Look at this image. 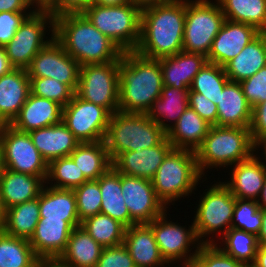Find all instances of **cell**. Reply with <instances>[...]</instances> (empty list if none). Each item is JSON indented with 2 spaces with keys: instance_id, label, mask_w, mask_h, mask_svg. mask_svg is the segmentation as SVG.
<instances>
[{
  "instance_id": "21",
  "label": "cell",
  "mask_w": 266,
  "mask_h": 267,
  "mask_svg": "<svg viewBox=\"0 0 266 267\" xmlns=\"http://www.w3.org/2000/svg\"><path fill=\"white\" fill-rule=\"evenodd\" d=\"M30 93L27 70L14 68L0 77V125L11 124Z\"/></svg>"
},
{
  "instance_id": "30",
  "label": "cell",
  "mask_w": 266,
  "mask_h": 267,
  "mask_svg": "<svg viewBox=\"0 0 266 267\" xmlns=\"http://www.w3.org/2000/svg\"><path fill=\"white\" fill-rule=\"evenodd\" d=\"M266 66V32H260L223 68L228 79L240 82Z\"/></svg>"
},
{
  "instance_id": "49",
  "label": "cell",
  "mask_w": 266,
  "mask_h": 267,
  "mask_svg": "<svg viewBox=\"0 0 266 267\" xmlns=\"http://www.w3.org/2000/svg\"><path fill=\"white\" fill-rule=\"evenodd\" d=\"M189 107L196 111L210 125H217V105L204 95L188 92Z\"/></svg>"
},
{
  "instance_id": "15",
  "label": "cell",
  "mask_w": 266,
  "mask_h": 267,
  "mask_svg": "<svg viewBox=\"0 0 266 267\" xmlns=\"http://www.w3.org/2000/svg\"><path fill=\"white\" fill-rule=\"evenodd\" d=\"M26 70L29 77L54 78L77 90L80 65L55 38L33 57Z\"/></svg>"
},
{
  "instance_id": "13",
  "label": "cell",
  "mask_w": 266,
  "mask_h": 267,
  "mask_svg": "<svg viewBox=\"0 0 266 267\" xmlns=\"http://www.w3.org/2000/svg\"><path fill=\"white\" fill-rule=\"evenodd\" d=\"M166 213L167 211L156 217L148 225L153 230L159 252L165 262L168 265H174L176 262L179 263L183 260L182 263L185 265L195 259L201 245L200 240L197 238L193 223L189 226L190 228L185 229L180 224L168 221ZM191 244L192 246L194 244L193 248L197 244L193 253H189L192 250ZM177 260L180 261L178 262Z\"/></svg>"
},
{
  "instance_id": "1",
  "label": "cell",
  "mask_w": 266,
  "mask_h": 267,
  "mask_svg": "<svg viewBox=\"0 0 266 267\" xmlns=\"http://www.w3.org/2000/svg\"><path fill=\"white\" fill-rule=\"evenodd\" d=\"M186 0H171L142 7L140 41L142 56L161 59L183 50Z\"/></svg>"
},
{
  "instance_id": "27",
  "label": "cell",
  "mask_w": 266,
  "mask_h": 267,
  "mask_svg": "<svg viewBox=\"0 0 266 267\" xmlns=\"http://www.w3.org/2000/svg\"><path fill=\"white\" fill-rule=\"evenodd\" d=\"M29 135L48 164L55 159L68 157L80 143L63 122L30 131Z\"/></svg>"
},
{
  "instance_id": "48",
  "label": "cell",
  "mask_w": 266,
  "mask_h": 267,
  "mask_svg": "<svg viewBox=\"0 0 266 267\" xmlns=\"http://www.w3.org/2000/svg\"><path fill=\"white\" fill-rule=\"evenodd\" d=\"M35 8L29 12H7L0 13V46H5L15 35L25 18L30 15Z\"/></svg>"
},
{
  "instance_id": "37",
  "label": "cell",
  "mask_w": 266,
  "mask_h": 267,
  "mask_svg": "<svg viewBox=\"0 0 266 267\" xmlns=\"http://www.w3.org/2000/svg\"><path fill=\"white\" fill-rule=\"evenodd\" d=\"M39 259L28 239L0 230V267H36Z\"/></svg>"
},
{
  "instance_id": "54",
  "label": "cell",
  "mask_w": 266,
  "mask_h": 267,
  "mask_svg": "<svg viewBox=\"0 0 266 267\" xmlns=\"http://www.w3.org/2000/svg\"><path fill=\"white\" fill-rule=\"evenodd\" d=\"M250 267H266V246H259L255 261Z\"/></svg>"
},
{
  "instance_id": "31",
  "label": "cell",
  "mask_w": 266,
  "mask_h": 267,
  "mask_svg": "<svg viewBox=\"0 0 266 267\" xmlns=\"http://www.w3.org/2000/svg\"><path fill=\"white\" fill-rule=\"evenodd\" d=\"M188 92L189 89L163 86L160 97L153 101L147 116L167 132L189 106ZM165 121L174 123L168 124Z\"/></svg>"
},
{
  "instance_id": "59",
  "label": "cell",
  "mask_w": 266,
  "mask_h": 267,
  "mask_svg": "<svg viewBox=\"0 0 266 267\" xmlns=\"http://www.w3.org/2000/svg\"><path fill=\"white\" fill-rule=\"evenodd\" d=\"M131 1L135 3L136 5H139L142 8L148 5L164 3V2L171 1V0H131Z\"/></svg>"
},
{
  "instance_id": "18",
  "label": "cell",
  "mask_w": 266,
  "mask_h": 267,
  "mask_svg": "<svg viewBox=\"0 0 266 267\" xmlns=\"http://www.w3.org/2000/svg\"><path fill=\"white\" fill-rule=\"evenodd\" d=\"M172 149L173 146L166 137L154 147L120 153L112 161V167L120 174L152 180Z\"/></svg>"
},
{
  "instance_id": "41",
  "label": "cell",
  "mask_w": 266,
  "mask_h": 267,
  "mask_svg": "<svg viewBox=\"0 0 266 267\" xmlns=\"http://www.w3.org/2000/svg\"><path fill=\"white\" fill-rule=\"evenodd\" d=\"M48 181H51L52 184ZM87 181L82 171L79 170L78 166L69 156L55 159L48 164V174L45 183L50 184V187L74 189Z\"/></svg>"
},
{
  "instance_id": "8",
  "label": "cell",
  "mask_w": 266,
  "mask_h": 267,
  "mask_svg": "<svg viewBox=\"0 0 266 267\" xmlns=\"http://www.w3.org/2000/svg\"><path fill=\"white\" fill-rule=\"evenodd\" d=\"M186 0L183 50L208 56L225 16L217 0Z\"/></svg>"
},
{
  "instance_id": "51",
  "label": "cell",
  "mask_w": 266,
  "mask_h": 267,
  "mask_svg": "<svg viewBox=\"0 0 266 267\" xmlns=\"http://www.w3.org/2000/svg\"><path fill=\"white\" fill-rule=\"evenodd\" d=\"M92 0H52L44 9L54 18L67 13H82Z\"/></svg>"
},
{
  "instance_id": "60",
  "label": "cell",
  "mask_w": 266,
  "mask_h": 267,
  "mask_svg": "<svg viewBox=\"0 0 266 267\" xmlns=\"http://www.w3.org/2000/svg\"><path fill=\"white\" fill-rule=\"evenodd\" d=\"M52 0H30L35 9H44ZM36 5V6H35Z\"/></svg>"
},
{
  "instance_id": "57",
  "label": "cell",
  "mask_w": 266,
  "mask_h": 267,
  "mask_svg": "<svg viewBox=\"0 0 266 267\" xmlns=\"http://www.w3.org/2000/svg\"><path fill=\"white\" fill-rule=\"evenodd\" d=\"M131 0H92L91 3H95L97 5H103V6H118L130 3Z\"/></svg>"
},
{
  "instance_id": "2",
  "label": "cell",
  "mask_w": 266,
  "mask_h": 267,
  "mask_svg": "<svg viewBox=\"0 0 266 267\" xmlns=\"http://www.w3.org/2000/svg\"><path fill=\"white\" fill-rule=\"evenodd\" d=\"M119 70V111L146 114L163 88L159 59L123 52Z\"/></svg>"
},
{
  "instance_id": "20",
  "label": "cell",
  "mask_w": 266,
  "mask_h": 267,
  "mask_svg": "<svg viewBox=\"0 0 266 267\" xmlns=\"http://www.w3.org/2000/svg\"><path fill=\"white\" fill-rule=\"evenodd\" d=\"M63 107L47 98L29 93L20 113L10 124L22 132L57 125L62 122Z\"/></svg>"
},
{
  "instance_id": "40",
  "label": "cell",
  "mask_w": 266,
  "mask_h": 267,
  "mask_svg": "<svg viewBox=\"0 0 266 267\" xmlns=\"http://www.w3.org/2000/svg\"><path fill=\"white\" fill-rule=\"evenodd\" d=\"M229 81L222 66L207 62L195 75L189 92L202 94L217 105L220 92Z\"/></svg>"
},
{
  "instance_id": "55",
  "label": "cell",
  "mask_w": 266,
  "mask_h": 267,
  "mask_svg": "<svg viewBox=\"0 0 266 267\" xmlns=\"http://www.w3.org/2000/svg\"><path fill=\"white\" fill-rule=\"evenodd\" d=\"M257 238L259 246H266V209H262V224Z\"/></svg>"
},
{
  "instance_id": "44",
  "label": "cell",
  "mask_w": 266,
  "mask_h": 267,
  "mask_svg": "<svg viewBox=\"0 0 266 267\" xmlns=\"http://www.w3.org/2000/svg\"><path fill=\"white\" fill-rule=\"evenodd\" d=\"M76 195V205L79 221L94 216L101 211V192L97 180H88L73 189Z\"/></svg>"
},
{
  "instance_id": "42",
  "label": "cell",
  "mask_w": 266,
  "mask_h": 267,
  "mask_svg": "<svg viewBox=\"0 0 266 267\" xmlns=\"http://www.w3.org/2000/svg\"><path fill=\"white\" fill-rule=\"evenodd\" d=\"M262 224V209L256 200L235 198L231 228L258 235Z\"/></svg>"
},
{
  "instance_id": "12",
  "label": "cell",
  "mask_w": 266,
  "mask_h": 267,
  "mask_svg": "<svg viewBox=\"0 0 266 267\" xmlns=\"http://www.w3.org/2000/svg\"><path fill=\"white\" fill-rule=\"evenodd\" d=\"M0 147L3 168L33 176H47L48 163L28 132L19 131L10 124L0 125Z\"/></svg>"
},
{
  "instance_id": "50",
  "label": "cell",
  "mask_w": 266,
  "mask_h": 267,
  "mask_svg": "<svg viewBox=\"0 0 266 267\" xmlns=\"http://www.w3.org/2000/svg\"><path fill=\"white\" fill-rule=\"evenodd\" d=\"M249 130L255 146L263 139H266V101L252 108Z\"/></svg>"
},
{
  "instance_id": "29",
  "label": "cell",
  "mask_w": 266,
  "mask_h": 267,
  "mask_svg": "<svg viewBox=\"0 0 266 267\" xmlns=\"http://www.w3.org/2000/svg\"><path fill=\"white\" fill-rule=\"evenodd\" d=\"M211 126L188 106L178 121L166 132L167 139L175 149L195 152L202 145Z\"/></svg>"
},
{
  "instance_id": "25",
  "label": "cell",
  "mask_w": 266,
  "mask_h": 267,
  "mask_svg": "<svg viewBox=\"0 0 266 267\" xmlns=\"http://www.w3.org/2000/svg\"><path fill=\"white\" fill-rule=\"evenodd\" d=\"M123 244L128 249L136 267H166L154 233L148 224H134L127 227Z\"/></svg>"
},
{
  "instance_id": "4",
  "label": "cell",
  "mask_w": 266,
  "mask_h": 267,
  "mask_svg": "<svg viewBox=\"0 0 266 267\" xmlns=\"http://www.w3.org/2000/svg\"><path fill=\"white\" fill-rule=\"evenodd\" d=\"M255 151L249 128L213 125L195 151L197 167L205 176V169L233 166L249 159Z\"/></svg>"
},
{
  "instance_id": "10",
  "label": "cell",
  "mask_w": 266,
  "mask_h": 267,
  "mask_svg": "<svg viewBox=\"0 0 266 267\" xmlns=\"http://www.w3.org/2000/svg\"><path fill=\"white\" fill-rule=\"evenodd\" d=\"M216 182L206 189L200 198L193 220L195 232L200 243H216L213 239L206 238L210 234L223 231V235L231 228L235 197L224 182ZM220 230V231H219ZM206 239L203 240L202 238ZM202 239V240H201Z\"/></svg>"
},
{
  "instance_id": "35",
  "label": "cell",
  "mask_w": 266,
  "mask_h": 267,
  "mask_svg": "<svg viewBox=\"0 0 266 267\" xmlns=\"http://www.w3.org/2000/svg\"><path fill=\"white\" fill-rule=\"evenodd\" d=\"M40 219L39 196L5 210L2 230L13 237L30 239Z\"/></svg>"
},
{
  "instance_id": "53",
  "label": "cell",
  "mask_w": 266,
  "mask_h": 267,
  "mask_svg": "<svg viewBox=\"0 0 266 267\" xmlns=\"http://www.w3.org/2000/svg\"><path fill=\"white\" fill-rule=\"evenodd\" d=\"M14 67L9 61L4 46H0V77L9 73Z\"/></svg>"
},
{
  "instance_id": "32",
  "label": "cell",
  "mask_w": 266,
  "mask_h": 267,
  "mask_svg": "<svg viewBox=\"0 0 266 267\" xmlns=\"http://www.w3.org/2000/svg\"><path fill=\"white\" fill-rule=\"evenodd\" d=\"M103 249L79 226L73 229L67 247L58 259L70 267H96Z\"/></svg>"
},
{
  "instance_id": "45",
  "label": "cell",
  "mask_w": 266,
  "mask_h": 267,
  "mask_svg": "<svg viewBox=\"0 0 266 267\" xmlns=\"http://www.w3.org/2000/svg\"><path fill=\"white\" fill-rule=\"evenodd\" d=\"M216 243H201L193 261L186 267H250L224 253Z\"/></svg>"
},
{
  "instance_id": "24",
  "label": "cell",
  "mask_w": 266,
  "mask_h": 267,
  "mask_svg": "<svg viewBox=\"0 0 266 267\" xmlns=\"http://www.w3.org/2000/svg\"><path fill=\"white\" fill-rule=\"evenodd\" d=\"M162 70L163 86L190 89L195 75L208 62L201 53L182 50L173 56L159 59Z\"/></svg>"
},
{
  "instance_id": "52",
  "label": "cell",
  "mask_w": 266,
  "mask_h": 267,
  "mask_svg": "<svg viewBox=\"0 0 266 267\" xmlns=\"http://www.w3.org/2000/svg\"><path fill=\"white\" fill-rule=\"evenodd\" d=\"M34 5L29 0H0V13L7 12H26L27 9Z\"/></svg>"
},
{
  "instance_id": "62",
  "label": "cell",
  "mask_w": 266,
  "mask_h": 267,
  "mask_svg": "<svg viewBox=\"0 0 266 267\" xmlns=\"http://www.w3.org/2000/svg\"><path fill=\"white\" fill-rule=\"evenodd\" d=\"M263 147L262 149H264L263 150V154H264V158H265V160H266V139H263L261 142H259L257 145H256V150L258 149V148H261V147ZM265 166H266V164H265Z\"/></svg>"
},
{
  "instance_id": "61",
  "label": "cell",
  "mask_w": 266,
  "mask_h": 267,
  "mask_svg": "<svg viewBox=\"0 0 266 267\" xmlns=\"http://www.w3.org/2000/svg\"><path fill=\"white\" fill-rule=\"evenodd\" d=\"M5 220V209L3 208L1 198H0V230H2Z\"/></svg>"
},
{
  "instance_id": "33",
  "label": "cell",
  "mask_w": 266,
  "mask_h": 267,
  "mask_svg": "<svg viewBox=\"0 0 266 267\" xmlns=\"http://www.w3.org/2000/svg\"><path fill=\"white\" fill-rule=\"evenodd\" d=\"M101 192V211L119 221L126 228L131 226V217L121 189V174L111 167L97 179Z\"/></svg>"
},
{
  "instance_id": "5",
  "label": "cell",
  "mask_w": 266,
  "mask_h": 267,
  "mask_svg": "<svg viewBox=\"0 0 266 267\" xmlns=\"http://www.w3.org/2000/svg\"><path fill=\"white\" fill-rule=\"evenodd\" d=\"M166 137L147 114L116 111L110 115L104 142L113 161L120 153L154 147Z\"/></svg>"
},
{
  "instance_id": "43",
  "label": "cell",
  "mask_w": 266,
  "mask_h": 267,
  "mask_svg": "<svg viewBox=\"0 0 266 267\" xmlns=\"http://www.w3.org/2000/svg\"><path fill=\"white\" fill-rule=\"evenodd\" d=\"M29 78L31 94L52 100L62 107L66 106L75 95V91L69 85L61 83L54 78Z\"/></svg>"
},
{
  "instance_id": "11",
  "label": "cell",
  "mask_w": 266,
  "mask_h": 267,
  "mask_svg": "<svg viewBox=\"0 0 266 267\" xmlns=\"http://www.w3.org/2000/svg\"><path fill=\"white\" fill-rule=\"evenodd\" d=\"M80 66L76 94L86 101L104 107L110 114L119 111V62Z\"/></svg>"
},
{
  "instance_id": "16",
  "label": "cell",
  "mask_w": 266,
  "mask_h": 267,
  "mask_svg": "<svg viewBox=\"0 0 266 267\" xmlns=\"http://www.w3.org/2000/svg\"><path fill=\"white\" fill-rule=\"evenodd\" d=\"M121 189L134 224H149L167 208L156 196L152 180L121 174Z\"/></svg>"
},
{
  "instance_id": "14",
  "label": "cell",
  "mask_w": 266,
  "mask_h": 267,
  "mask_svg": "<svg viewBox=\"0 0 266 267\" xmlns=\"http://www.w3.org/2000/svg\"><path fill=\"white\" fill-rule=\"evenodd\" d=\"M110 113L102 106L81 99L76 93L63 107L62 122L80 142H98L105 139Z\"/></svg>"
},
{
  "instance_id": "9",
  "label": "cell",
  "mask_w": 266,
  "mask_h": 267,
  "mask_svg": "<svg viewBox=\"0 0 266 267\" xmlns=\"http://www.w3.org/2000/svg\"><path fill=\"white\" fill-rule=\"evenodd\" d=\"M50 26H47V25ZM55 18L45 9H35L21 23L15 35L4 48L14 68L27 69L33 57L54 38ZM51 27V38L44 39Z\"/></svg>"
},
{
  "instance_id": "22",
  "label": "cell",
  "mask_w": 266,
  "mask_h": 267,
  "mask_svg": "<svg viewBox=\"0 0 266 267\" xmlns=\"http://www.w3.org/2000/svg\"><path fill=\"white\" fill-rule=\"evenodd\" d=\"M47 176H33L3 168L0 172V198L6 210L38 198Z\"/></svg>"
},
{
  "instance_id": "36",
  "label": "cell",
  "mask_w": 266,
  "mask_h": 267,
  "mask_svg": "<svg viewBox=\"0 0 266 267\" xmlns=\"http://www.w3.org/2000/svg\"><path fill=\"white\" fill-rule=\"evenodd\" d=\"M225 19L266 32V0H217Z\"/></svg>"
},
{
  "instance_id": "47",
  "label": "cell",
  "mask_w": 266,
  "mask_h": 267,
  "mask_svg": "<svg viewBox=\"0 0 266 267\" xmlns=\"http://www.w3.org/2000/svg\"><path fill=\"white\" fill-rule=\"evenodd\" d=\"M96 267H136L124 244L102 250Z\"/></svg>"
},
{
  "instance_id": "3",
  "label": "cell",
  "mask_w": 266,
  "mask_h": 267,
  "mask_svg": "<svg viewBox=\"0 0 266 267\" xmlns=\"http://www.w3.org/2000/svg\"><path fill=\"white\" fill-rule=\"evenodd\" d=\"M54 38L80 66L117 61L123 54L82 13L55 17Z\"/></svg>"
},
{
  "instance_id": "58",
  "label": "cell",
  "mask_w": 266,
  "mask_h": 267,
  "mask_svg": "<svg viewBox=\"0 0 266 267\" xmlns=\"http://www.w3.org/2000/svg\"><path fill=\"white\" fill-rule=\"evenodd\" d=\"M257 203L261 209H266V178L260 192V195L257 199Z\"/></svg>"
},
{
  "instance_id": "28",
  "label": "cell",
  "mask_w": 266,
  "mask_h": 267,
  "mask_svg": "<svg viewBox=\"0 0 266 267\" xmlns=\"http://www.w3.org/2000/svg\"><path fill=\"white\" fill-rule=\"evenodd\" d=\"M45 184L39 194L40 217L65 220L73 228L79 227L76 195L73 189H58Z\"/></svg>"
},
{
  "instance_id": "23",
  "label": "cell",
  "mask_w": 266,
  "mask_h": 267,
  "mask_svg": "<svg viewBox=\"0 0 266 267\" xmlns=\"http://www.w3.org/2000/svg\"><path fill=\"white\" fill-rule=\"evenodd\" d=\"M257 155L233 165L231 180L224 182L235 198L258 199L266 178V166ZM235 166V167H234Z\"/></svg>"
},
{
  "instance_id": "46",
  "label": "cell",
  "mask_w": 266,
  "mask_h": 267,
  "mask_svg": "<svg viewBox=\"0 0 266 267\" xmlns=\"http://www.w3.org/2000/svg\"><path fill=\"white\" fill-rule=\"evenodd\" d=\"M239 83L248 104L252 108L266 101V66Z\"/></svg>"
},
{
  "instance_id": "38",
  "label": "cell",
  "mask_w": 266,
  "mask_h": 267,
  "mask_svg": "<svg viewBox=\"0 0 266 267\" xmlns=\"http://www.w3.org/2000/svg\"><path fill=\"white\" fill-rule=\"evenodd\" d=\"M80 226L103 248L124 242L126 227L110 216L98 213L83 220Z\"/></svg>"
},
{
  "instance_id": "19",
  "label": "cell",
  "mask_w": 266,
  "mask_h": 267,
  "mask_svg": "<svg viewBox=\"0 0 266 267\" xmlns=\"http://www.w3.org/2000/svg\"><path fill=\"white\" fill-rule=\"evenodd\" d=\"M73 227L65 220L40 217L29 243L40 259H55L65 251Z\"/></svg>"
},
{
  "instance_id": "56",
  "label": "cell",
  "mask_w": 266,
  "mask_h": 267,
  "mask_svg": "<svg viewBox=\"0 0 266 267\" xmlns=\"http://www.w3.org/2000/svg\"><path fill=\"white\" fill-rule=\"evenodd\" d=\"M36 267H70L63 264L58 258L55 259H39Z\"/></svg>"
},
{
  "instance_id": "64",
  "label": "cell",
  "mask_w": 266,
  "mask_h": 267,
  "mask_svg": "<svg viewBox=\"0 0 266 267\" xmlns=\"http://www.w3.org/2000/svg\"><path fill=\"white\" fill-rule=\"evenodd\" d=\"M181 265H182V267H186L185 265H183L182 263H181ZM169 267H170V265H168ZM174 267H181L180 266V264H179V266L177 265V266H174Z\"/></svg>"
},
{
  "instance_id": "6",
  "label": "cell",
  "mask_w": 266,
  "mask_h": 267,
  "mask_svg": "<svg viewBox=\"0 0 266 267\" xmlns=\"http://www.w3.org/2000/svg\"><path fill=\"white\" fill-rule=\"evenodd\" d=\"M197 167L196 153L173 148L152 179L158 199L165 205L188 196L203 179ZM181 197V198H180Z\"/></svg>"
},
{
  "instance_id": "63",
  "label": "cell",
  "mask_w": 266,
  "mask_h": 267,
  "mask_svg": "<svg viewBox=\"0 0 266 267\" xmlns=\"http://www.w3.org/2000/svg\"><path fill=\"white\" fill-rule=\"evenodd\" d=\"M1 169H2V161H1V147H0V172H1Z\"/></svg>"
},
{
  "instance_id": "17",
  "label": "cell",
  "mask_w": 266,
  "mask_h": 267,
  "mask_svg": "<svg viewBox=\"0 0 266 267\" xmlns=\"http://www.w3.org/2000/svg\"><path fill=\"white\" fill-rule=\"evenodd\" d=\"M260 31L254 26L225 19L207 56L209 63L224 66L235 58Z\"/></svg>"
},
{
  "instance_id": "34",
  "label": "cell",
  "mask_w": 266,
  "mask_h": 267,
  "mask_svg": "<svg viewBox=\"0 0 266 267\" xmlns=\"http://www.w3.org/2000/svg\"><path fill=\"white\" fill-rule=\"evenodd\" d=\"M69 157L87 180H97L112 167L104 140L79 143Z\"/></svg>"
},
{
  "instance_id": "7",
  "label": "cell",
  "mask_w": 266,
  "mask_h": 267,
  "mask_svg": "<svg viewBox=\"0 0 266 267\" xmlns=\"http://www.w3.org/2000/svg\"><path fill=\"white\" fill-rule=\"evenodd\" d=\"M141 10L132 1L118 6L91 3L82 14L123 52L135 51L140 41Z\"/></svg>"
},
{
  "instance_id": "26",
  "label": "cell",
  "mask_w": 266,
  "mask_h": 267,
  "mask_svg": "<svg viewBox=\"0 0 266 267\" xmlns=\"http://www.w3.org/2000/svg\"><path fill=\"white\" fill-rule=\"evenodd\" d=\"M252 107L239 82L229 81L220 92L217 104V126L249 128Z\"/></svg>"
},
{
  "instance_id": "39",
  "label": "cell",
  "mask_w": 266,
  "mask_h": 267,
  "mask_svg": "<svg viewBox=\"0 0 266 267\" xmlns=\"http://www.w3.org/2000/svg\"><path fill=\"white\" fill-rule=\"evenodd\" d=\"M220 239L225 245L219 246L224 253L248 266L254 263L259 248L257 235L230 228Z\"/></svg>"
}]
</instances>
